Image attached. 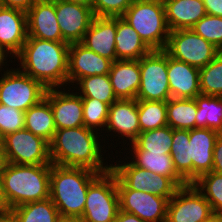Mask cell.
Masks as SVG:
<instances>
[{"mask_svg": "<svg viewBox=\"0 0 222 222\" xmlns=\"http://www.w3.org/2000/svg\"><path fill=\"white\" fill-rule=\"evenodd\" d=\"M36 1L55 3V2H58L59 0H36Z\"/></svg>", "mask_w": 222, "mask_h": 222, "instance_id": "51", "label": "cell"}, {"mask_svg": "<svg viewBox=\"0 0 222 222\" xmlns=\"http://www.w3.org/2000/svg\"><path fill=\"white\" fill-rule=\"evenodd\" d=\"M195 128H209L222 132V97L198 95Z\"/></svg>", "mask_w": 222, "mask_h": 222, "instance_id": "28", "label": "cell"}, {"mask_svg": "<svg viewBox=\"0 0 222 222\" xmlns=\"http://www.w3.org/2000/svg\"><path fill=\"white\" fill-rule=\"evenodd\" d=\"M76 84L71 88L77 89L76 91L81 97L96 98L109 106L118 100L108 74L84 77Z\"/></svg>", "mask_w": 222, "mask_h": 222, "instance_id": "31", "label": "cell"}, {"mask_svg": "<svg viewBox=\"0 0 222 222\" xmlns=\"http://www.w3.org/2000/svg\"><path fill=\"white\" fill-rule=\"evenodd\" d=\"M213 215L210 203L189 183L179 187L168 201L166 222H205Z\"/></svg>", "mask_w": 222, "mask_h": 222, "instance_id": "13", "label": "cell"}, {"mask_svg": "<svg viewBox=\"0 0 222 222\" xmlns=\"http://www.w3.org/2000/svg\"><path fill=\"white\" fill-rule=\"evenodd\" d=\"M191 29L222 51V17L206 14Z\"/></svg>", "mask_w": 222, "mask_h": 222, "instance_id": "37", "label": "cell"}, {"mask_svg": "<svg viewBox=\"0 0 222 222\" xmlns=\"http://www.w3.org/2000/svg\"><path fill=\"white\" fill-rule=\"evenodd\" d=\"M82 102L84 126L100 133L104 131L108 120L109 105L89 97H82Z\"/></svg>", "mask_w": 222, "mask_h": 222, "instance_id": "36", "label": "cell"}, {"mask_svg": "<svg viewBox=\"0 0 222 222\" xmlns=\"http://www.w3.org/2000/svg\"><path fill=\"white\" fill-rule=\"evenodd\" d=\"M170 31L191 29L206 15L203 0H163Z\"/></svg>", "mask_w": 222, "mask_h": 222, "instance_id": "24", "label": "cell"}, {"mask_svg": "<svg viewBox=\"0 0 222 222\" xmlns=\"http://www.w3.org/2000/svg\"><path fill=\"white\" fill-rule=\"evenodd\" d=\"M0 75V104L25 112L45 98L48 89L18 68L11 66Z\"/></svg>", "mask_w": 222, "mask_h": 222, "instance_id": "9", "label": "cell"}, {"mask_svg": "<svg viewBox=\"0 0 222 222\" xmlns=\"http://www.w3.org/2000/svg\"><path fill=\"white\" fill-rule=\"evenodd\" d=\"M199 68L173 59L167 53V75L171 98H195L201 94Z\"/></svg>", "mask_w": 222, "mask_h": 222, "instance_id": "22", "label": "cell"}, {"mask_svg": "<svg viewBox=\"0 0 222 222\" xmlns=\"http://www.w3.org/2000/svg\"><path fill=\"white\" fill-rule=\"evenodd\" d=\"M104 131L105 133L118 134H106L107 137L118 136V140L122 139L123 143L126 141L127 144L132 143L141 132L138 120V100L118 99L112 103L109 106L108 120ZM120 137L121 139H119Z\"/></svg>", "mask_w": 222, "mask_h": 222, "instance_id": "17", "label": "cell"}, {"mask_svg": "<svg viewBox=\"0 0 222 222\" xmlns=\"http://www.w3.org/2000/svg\"><path fill=\"white\" fill-rule=\"evenodd\" d=\"M11 210L19 222H56L60 217L50 198L22 204Z\"/></svg>", "mask_w": 222, "mask_h": 222, "instance_id": "32", "label": "cell"}, {"mask_svg": "<svg viewBox=\"0 0 222 222\" xmlns=\"http://www.w3.org/2000/svg\"><path fill=\"white\" fill-rule=\"evenodd\" d=\"M0 222H19V220L16 217L15 213L10 210L0 214Z\"/></svg>", "mask_w": 222, "mask_h": 222, "instance_id": "46", "label": "cell"}, {"mask_svg": "<svg viewBox=\"0 0 222 222\" xmlns=\"http://www.w3.org/2000/svg\"><path fill=\"white\" fill-rule=\"evenodd\" d=\"M69 45L67 42L27 37L21 51L14 57V63L18 60V69L47 89L65 88L68 86Z\"/></svg>", "mask_w": 222, "mask_h": 222, "instance_id": "2", "label": "cell"}, {"mask_svg": "<svg viewBox=\"0 0 222 222\" xmlns=\"http://www.w3.org/2000/svg\"><path fill=\"white\" fill-rule=\"evenodd\" d=\"M202 95L222 97V51L205 67L199 70Z\"/></svg>", "mask_w": 222, "mask_h": 222, "instance_id": "34", "label": "cell"}, {"mask_svg": "<svg viewBox=\"0 0 222 222\" xmlns=\"http://www.w3.org/2000/svg\"><path fill=\"white\" fill-rule=\"evenodd\" d=\"M205 222H221V219L219 218V216L217 214H214Z\"/></svg>", "mask_w": 222, "mask_h": 222, "instance_id": "50", "label": "cell"}, {"mask_svg": "<svg viewBox=\"0 0 222 222\" xmlns=\"http://www.w3.org/2000/svg\"><path fill=\"white\" fill-rule=\"evenodd\" d=\"M24 128L51 143L56 127L50 103L46 98L25 111Z\"/></svg>", "mask_w": 222, "mask_h": 222, "instance_id": "27", "label": "cell"}, {"mask_svg": "<svg viewBox=\"0 0 222 222\" xmlns=\"http://www.w3.org/2000/svg\"><path fill=\"white\" fill-rule=\"evenodd\" d=\"M119 210L116 174L110 169L89 185L81 218L84 222H114Z\"/></svg>", "mask_w": 222, "mask_h": 222, "instance_id": "7", "label": "cell"}, {"mask_svg": "<svg viewBox=\"0 0 222 222\" xmlns=\"http://www.w3.org/2000/svg\"><path fill=\"white\" fill-rule=\"evenodd\" d=\"M36 0H0V6L27 12Z\"/></svg>", "mask_w": 222, "mask_h": 222, "instance_id": "41", "label": "cell"}, {"mask_svg": "<svg viewBox=\"0 0 222 222\" xmlns=\"http://www.w3.org/2000/svg\"><path fill=\"white\" fill-rule=\"evenodd\" d=\"M217 215L219 216V218L221 219V222H222V210L219 211V212L217 213Z\"/></svg>", "mask_w": 222, "mask_h": 222, "instance_id": "52", "label": "cell"}, {"mask_svg": "<svg viewBox=\"0 0 222 222\" xmlns=\"http://www.w3.org/2000/svg\"><path fill=\"white\" fill-rule=\"evenodd\" d=\"M10 210L11 209H10V207L5 199V196H4L3 186H2L1 179H0V214L5 213Z\"/></svg>", "mask_w": 222, "mask_h": 222, "instance_id": "45", "label": "cell"}, {"mask_svg": "<svg viewBox=\"0 0 222 222\" xmlns=\"http://www.w3.org/2000/svg\"><path fill=\"white\" fill-rule=\"evenodd\" d=\"M26 16L28 37L65 42L56 18L55 3L36 1Z\"/></svg>", "mask_w": 222, "mask_h": 222, "instance_id": "20", "label": "cell"}, {"mask_svg": "<svg viewBox=\"0 0 222 222\" xmlns=\"http://www.w3.org/2000/svg\"><path fill=\"white\" fill-rule=\"evenodd\" d=\"M67 89L51 88L45 95L53 112L56 130L84 126L82 97L71 87Z\"/></svg>", "mask_w": 222, "mask_h": 222, "instance_id": "14", "label": "cell"}, {"mask_svg": "<svg viewBox=\"0 0 222 222\" xmlns=\"http://www.w3.org/2000/svg\"><path fill=\"white\" fill-rule=\"evenodd\" d=\"M25 112L0 104V135L3 138L7 134L24 129Z\"/></svg>", "mask_w": 222, "mask_h": 222, "instance_id": "38", "label": "cell"}, {"mask_svg": "<svg viewBox=\"0 0 222 222\" xmlns=\"http://www.w3.org/2000/svg\"><path fill=\"white\" fill-rule=\"evenodd\" d=\"M138 120L141 132L167 126V101L138 100Z\"/></svg>", "mask_w": 222, "mask_h": 222, "instance_id": "33", "label": "cell"}, {"mask_svg": "<svg viewBox=\"0 0 222 222\" xmlns=\"http://www.w3.org/2000/svg\"><path fill=\"white\" fill-rule=\"evenodd\" d=\"M196 112L197 104L194 98L167 100V124L172 129H194Z\"/></svg>", "mask_w": 222, "mask_h": 222, "instance_id": "29", "label": "cell"}, {"mask_svg": "<svg viewBox=\"0 0 222 222\" xmlns=\"http://www.w3.org/2000/svg\"><path fill=\"white\" fill-rule=\"evenodd\" d=\"M55 11L63 40L69 44L81 42L95 17L92 8L59 0Z\"/></svg>", "mask_w": 222, "mask_h": 222, "instance_id": "16", "label": "cell"}, {"mask_svg": "<svg viewBox=\"0 0 222 222\" xmlns=\"http://www.w3.org/2000/svg\"><path fill=\"white\" fill-rule=\"evenodd\" d=\"M124 160L125 158L123 161L117 159L114 162L113 159L109 163L111 170L116 174L117 189L143 191L170 200L179 188L170 178L139 168L131 160Z\"/></svg>", "mask_w": 222, "mask_h": 222, "instance_id": "8", "label": "cell"}, {"mask_svg": "<svg viewBox=\"0 0 222 222\" xmlns=\"http://www.w3.org/2000/svg\"><path fill=\"white\" fill-rule=\"evenodd\" d=\"M173 129L171 127L164 126L154 130H147L140 132L137 138L127 144L128 149H142L148 151V153H161L170 155L171 145L173 143Z\"/></svg>", "mask_w": 222, "mask_h": 222, "instance_id": "30", "label": "cell"}, {"mask_svg": "<svg viewBox=\"0 0 222 222\" xmlns=\"http://www.w3.org/2000/svg\"><path fill=\"white\" fill-rule=\"evenodd\" d=\"M112 61L79 43L69 45L68 85L84 77L109 74ZM75 83V84H74Z\"/></svg>", "mask_w": 222, "mask_h": 222, "instance_id": "18", "label": "cell"}, {"mask_svg": "<svg viewBox=\"0 0 222 222\" xmlns=\"http://www.w3.org/2000/svg\"><path fill=\"white\" fill-rule=\"evenodd\" d=\"M101 134L85 126L57 129L50 143L51 163L67 167H83L97 173L108 172L111 165H108L106 159L110 155L103 158L105 156L103 154L108 152L105 149L107 139L103 141V138L107 137ZM99 140L105 144L102 145Z\"/></svg>", "mask_w": 222, "mask_h": 222, "instance_id": "1", "label": "cell"}, {"mask_svg": "<svg viewBox=\"0 0 222 222\" xmlns=\"http://www.w3.org/2000/svg\"><path fill=\"white\" fill-rule=\"evenodd\" d=\"M120 210L146 222H166L168 199L132 189H117Z\"/></svg>", "mask_w": 222, "mask_h": 222, "instance_id": "15", "label": "cell"}, {"mask_svg": "<svg viewBox=\"0 0 222 222\" xmlns=\"http://www.w3.org/2000/svg\"><path fill=\"white\" fill-rule=\"evenodd\" d=\"M131 157L126 156L131 162L146 170H150L155 174H159L164 177L170 178L178 187L187 185L188 183L177 173L174 168L171 155L161 153H148V151L142 149H128ZM133 152V153H132Z\"/></svg>", "mask_w": 222, "mask_h": 222, "instance_id": "25", "label": "cell"}, {"mask_svg": "<svg viewBox=\"0 0 222 222\" xmlns=\"http://www.w3.org/2000/svg\"><path fill=\"white\" fill-rule=\"evenodd\" d=\"M2 144V137H1V135H0V145Z\"/></svg>", "mask_w": 222, "mask_h": 222, "instance_id": "53", "label": "cell"}, {"mask_svg": "<svg viewBox=\"0 0 222 222\" xmlns=\"http://www.w3.org/2000/svg\"><path fill=\"white\" fill-rule=\"evenodd\" d=\"M8 56H9V58H12V59L14 58L10 55V53L8 51H6L2 46H0V71L4 72L6 69L9 70L8 69L9 67H6V66H9L7 63H10V61L8 60L9 58H7ZM3 66H4V68H3Z\"/></svg>", "mask_w": 222, "mask_h": 222, "instance_id": "44", "label": "cell"}, {"mask_svg": "<svg viewBox=\"0 0 222 222\" xmlns=\"http://www.w3.org/2000/svg\"><path fill=\"white\" fill-rule=\"evenodd\" d=\"M193 184L210 203L214 214L222 210V174L213 171L205 173Z\"/></svg>", "mask_w": 222, "mask_h": 222, "instance_id": "35", "label": "cell"}, {"mask_svg": "<svg viewBox=\"0 0 222 222\" xmlns=\"http://www.w3.org/2000/svg\"><path fill=\"white\" fill-rule=\"evenodd\" d=\"M151 49L122 17H116L115 52L118 60H139Z\"/></svg>", "mask_w": 222, "mask_h": 222, "instance_id": "26", "label": "cell"}, {"mask_svg": "<svg viewBox=\"0 0 222 222\" xmlns=\"http://www.w3.org/2000/svg\"><path fill=\"white\" fill-rule=\"evenodd\" d=\"M135 0H93L92 10L96 17H122Z\"/></svg>", "mask_w": 222, "mask_h": 222, "instance_id": "39", "label": "cell"}, {"mask_svg": "<svg viewBox=\"0 0 222 222\" xmlns=\"http://www.w3.org/2000/svg\"><path fill=\"white\" fill-rule=\"evenodd\" d=\"M7 159L3 151L2 145H0V179L7 165Z\"/></svg>", "mask_w": 222, "mask_h": 222, "instance_id": "47", "label": "cell"}, {"mask_svg": "<svg viewBox=\"0 0 222 222\" xmlns=\"http://www.w3.org/2000/svg\"><path fill=\"white\" fill-rule=\"evenodd\" d=\"M2 148L8 163L17 165H51L50 144L27 129L2 138Z\"/></svg>", "mask_w": 222, "mask_h": 222, "instance_id": "11", "label": "cell"}, {"mask_svg": "<svg viewBox=\"0 0 222 222\" xmlns=\"http://www.w3.org/2000/svg\"><path fill=\"white\" fill-rule=\"evenodd\" d=\"M165 51L173 59L199 69L210 63L220 52L192 29L170 31Z\"/></svg>", "mask_w": 222, "mask_h": 222, "instance_id": "12", "label": "cell"}, {"mask_svg": "<svg viewBox=\"0 0 222 222\" xmlns=\"http://www.w3.org/2000/svg\"><path fill=\"white\" fill-rule=\"evenodd\" d=\"M207 15L222 17V0H203Z\"/></svg>", "mask_w": 222, "mask_h": 222, "instance_id": "42", "label": "cell"}, {"mask_svg": "<svg viewBox=\"0 0 222 222\" xmlns=\"http://www.w3.org/2000/svg\"><path fill=\"white\" fill-rule=\"evenodd\" d=\"M212 171L222 174V135H219L215 142Z\"/></svg>", "mask_w": 222, "mask_h": 222, "instance_id": "40", "label": "cell"}, {"mask_svg": "<svg viewBox=\"0 0 222 222\" xmlns=\"http://www.w3.org/2000/svg\"><path fill=\"white\" fill-rule=\"evenodd\" d=\"M220 133L209 128L173 129L170 155L177 173L189 184L213 168V150Z\"/></svg>", "mask_w": 222, "mask_h": 222, "instance_id": "3", "label": "cell"}, {"mask_svg": "<svg viewBox=\"0 0 222 222\" xmlns=\"http://www.w3.org/2000/svg\"><path fill=\"white\" fill-rule=\"evenodd\" d=\"M28 37L26 12L0 6V46L16 56Z\"/></svg>", "mask_w": 222, "mask_h": 222, "instance_id": "19", "label": "cell"}, {"mask_svg": "<svg viewBox=\"0 0 222 222\" xmlns=\"http://www.w3.org/2000/svg\"><path fill=\"white\" fill-rule=\"evenodd\" d=\"M56 222H84L81 217L60 216Z\"/></svg>", "mask_w": 222, "mask_h": 222, "instance_id": "48", "label": "cell"}, {"mask_svg": "<svg viewBox=\"0 0 222 222\" xmlns=\"http://www.w3.org/2000/svg\"><path fill=\"white\" fill-rule=\"evenodd\" d=\"M116 17H94L80 42L86 48L108 58L118 60L115 52Z\"/></svg>", "mask_w": 222, "mask_h": 222, "instance_id": "21", "label": "cell"}, {"mask_svg": "<svg viewBox=\"0 0 222 222\" xmlns=\"http://www.w3.org/2000/svg\"><path fill=\"white\" fill-rule=\"evenodd\" d=\"M122 18L151 50H165L170 30L163 0H135Z\"/></svg>", "mask_w": 222, "mask_h": 222, "instance_id": "6", "label": "cell"}, {"mask_svg": "<svg viewBox=\"0 0 222 222\" xmlns=\"http://www.w3.org/2000/svg\"><path fill=\"white\" fill-rule=\"evenodd\" d=\"M114 222H146V221H143L135 214L119 210Z\"/></svg>", "mask_w": 222, "mask_h": 222, "instance_id": "43", "label": "cell"}, {"mask_svg": "<svg viewBox=\"0 0 222 222\" xmlns=\"http://www.w3.org/2000/svg\"><path fill=\"white\" fill-rule=\"evenodd\" d=\"M50 172L51 165L7 163L1 182L10 209L50 198Z\"/></svg>", "mask_w": 222, "mask_h": 222, "instance_id": "5", "label": "cell"}, {"mask_svg": "<svg viewBox=\"0 0 222 222\" xmlns=\"http://www.w3.org/2000/svg\"><path fill=\"white\" fill-rule=\"evenodd\" d=\"M108 75L118 99H136L140 86L139 60H116Z\"/></svg>", "mask_w": 222, "mask_h": 222, "instance_id": "23", "label": "cell"}, {"mask_svg": "<svg viewBox=\"0 0 222 222\" xmlns=\"http://www.w3.org/2000/svg\"><path fill=\"white\" fill-rule=\"evenodd\" d=\"M65 1L82 4L90 8H92V4H93V0H65Z\"/></svg>", "mask_w": 222, "mask_h": 222, "instance_id": "49", "label": "cell"}, {"mask_svg": "<svg viewBox=\"0 0 222 222\" xmlns=\"http://www.w3.org/2000/svg\"><path fill=\"white\" fill-rule=\"evenodd\" d=\"M140 86L136 100L167 101L171 92L167 75V52L151 50L139 59Z\"/></svg>", "mask_w": 222, "mask_h": 222, "instance_id": "10", "label": "cell"}, {"mask_svg": "<svg viewBox=\"0 0 222 222\" xmlns=\"http://www.w3.org/2000/svg\"><path fill=\"white\" fill-rule=\"evenodd\" d=\"M100 174L83 167L51 164L50 199L60 216L82 217L89 185Z\"/></svg>", "mask_w": 222, "mask_h": 222, "instance_id": "4", "label": "cell"}]
</instances>
